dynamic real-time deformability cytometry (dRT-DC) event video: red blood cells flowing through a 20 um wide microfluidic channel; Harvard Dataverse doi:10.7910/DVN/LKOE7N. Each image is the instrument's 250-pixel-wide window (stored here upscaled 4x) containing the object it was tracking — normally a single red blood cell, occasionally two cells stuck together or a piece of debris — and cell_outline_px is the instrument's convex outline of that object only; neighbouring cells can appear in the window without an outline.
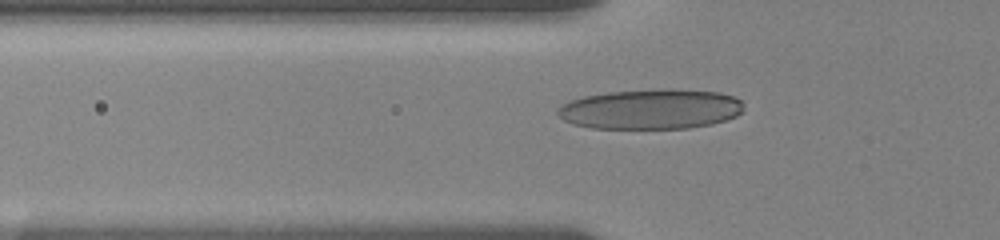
{"species": "human", "species_latin": "Homo sapiens", "temperature_condition": "room temperature", "stored_images_in_passage": 52, "camera_frame_rate_fps": 3000, "um_per_image_px": 0.085, "donor": {"sex": "female"}, "frame": {"image": 1, "passage_image": 16, "time_ms": 5.0, "image_size_px": [1000, 240], "cell_outline_px": [[744, 112], [736, 116], [712, 124], [688, 128], [592, 128], [572, 124], [564, 120], [556, 112], [564, 104], [572, 100], [584, 96], [608, 92], [664, 88], [672, 88], [720, 92], [732, 96], [740, 100], [744, 104]], "centroid_in_image_um": [55.37, 9.27], "position_along_channel_um": 70.4, "area_um2": 43.58}}
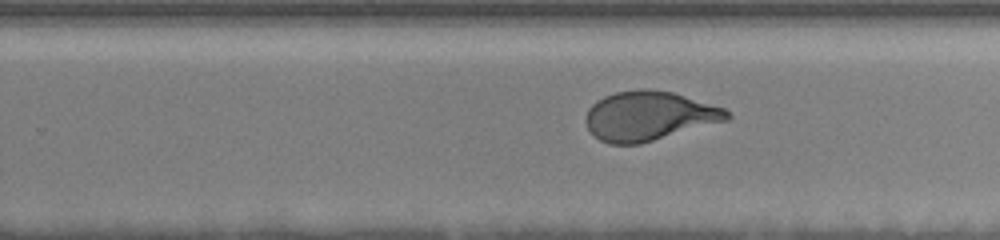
{"frame": {"image": 2, "passage_image": 33, "time_ms": 10.667, "image_size_px": [1000, 240], "cell_outline_px": [[732, 116], [728, 120], [640, 144], [608, 144], [600, 140], [588, 128], [584, 120], [584, 116], [588, 108], [596, 100], [604, 96], [616, 92], [640, 88], [648, 88], [672, 92], [724, 108]], "centroid_in_image_um": [55.13, 9.85], "position_along_channel_um": 274.7, "area_um2": 40.63}}
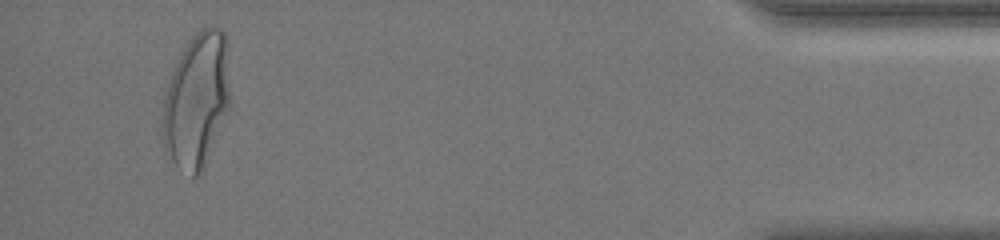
{"frame": {"image": 3, "passage_image": 50, "time_ms": 16.333, "image_size_px": [1000, 240], "cell_outline_px": [[232, 104], [204, 168], [200, 176], [192, 176], [176, 168], [164, 152], [164, 96], [172, 72], [188, 40], [200, 28], [212, 24], [220, 28], [224, 32], [228, 44]], "centroid_in_image_um": [16.78, 8.52], "position_along_channel_um": 418.4, "area_um2": 54.27}}